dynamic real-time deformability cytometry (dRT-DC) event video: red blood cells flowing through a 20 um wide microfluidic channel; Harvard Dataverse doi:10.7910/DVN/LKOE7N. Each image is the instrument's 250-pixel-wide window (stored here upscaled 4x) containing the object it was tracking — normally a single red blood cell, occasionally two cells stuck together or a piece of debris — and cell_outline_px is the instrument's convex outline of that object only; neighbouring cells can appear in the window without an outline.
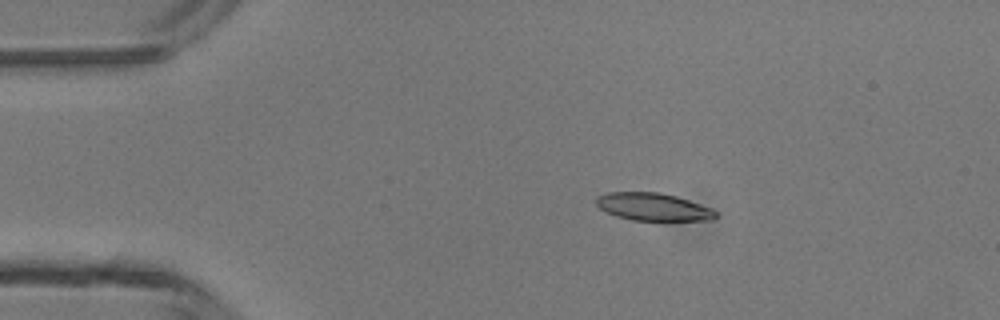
{"species": "common noctule bat (a hibernating species)", "species_latin": "Nyctalus noctula", "temperature_condition": "room temperature", "stored_images_in_passage": 3, "camera_frame_rate_fps": 3000, "um_per_image_px": 0.085, "animal": {"sex": "male", "body_mass_g": 13.3}, "frame": {"image": 1, "passage_image": 2, "time_ms": 1.667, "image_size_px": [1000, 320], "cell_outline_px": [[716, 216], [712, 220], [632, 220], [616, 216], [600, 208], [596, 204], [596, 196], [608, 192], [660, 192], [676, 196], [712, 208], [716, 212]], "centroid_in_image_um": [55.5, 17.57], "position_along_channel_um": 29.5, "area_um2": 19.13}}